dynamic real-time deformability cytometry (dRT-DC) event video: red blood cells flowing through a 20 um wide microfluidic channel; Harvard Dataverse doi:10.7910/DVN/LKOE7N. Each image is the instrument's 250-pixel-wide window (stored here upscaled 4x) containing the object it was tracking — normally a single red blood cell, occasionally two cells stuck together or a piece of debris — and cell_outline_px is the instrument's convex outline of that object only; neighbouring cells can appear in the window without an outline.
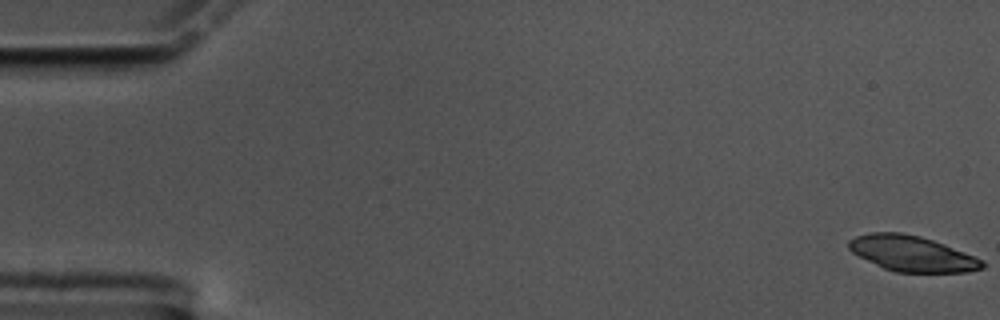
{"species": "common noctule bat (a hibernating species)", "species_latin": "Nyctalus noctula", "temperature_condition": "cold", "stored_images_in_passage": 58, "camera_frame_rate_fps": 3000, "um_per_image_px": 0.085, "animal": {"sex": "male", "body_mass_g": 17.5, "forearm_length_mm": 52.3}, "frame": {"image": 1, "passage_image": 1, "time_ms": 0.0, "image_size_px": [1000, 320], "cell_outline_px": [[984, 268], [968, 272], [896, 272], [884, 268], [852, 252], [848, 248], [848, 240], [856, 236], [872, 232], [900, 232], [920, 236], [944, 244], [984, 260]], "centroid_in_image_um": [77.53, 21.55], "position_along_channel_um": 7.5, "area_um2": 27.46}}
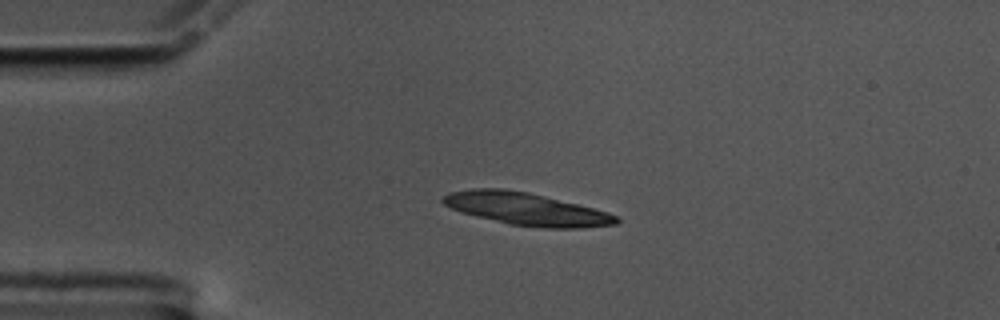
{"frame": {"image": 2, "passage_image": 14, "time_ms": 4.333, "image_size_px": [1000, 320], "cell_outline_px": [[620, 220], [616, 224], [584, 228], [544, 228], [508, 224], [460, 212], [444, 204], [440, 200], [444, 196], [452, 192], [472, 188], [504, 188], [528, 192], [608, 212], [616, 216]], "centroid_in_image_um": [44.72, 17.77], "position_along_channel_um": 40.3, "area_um2": 32.6}}